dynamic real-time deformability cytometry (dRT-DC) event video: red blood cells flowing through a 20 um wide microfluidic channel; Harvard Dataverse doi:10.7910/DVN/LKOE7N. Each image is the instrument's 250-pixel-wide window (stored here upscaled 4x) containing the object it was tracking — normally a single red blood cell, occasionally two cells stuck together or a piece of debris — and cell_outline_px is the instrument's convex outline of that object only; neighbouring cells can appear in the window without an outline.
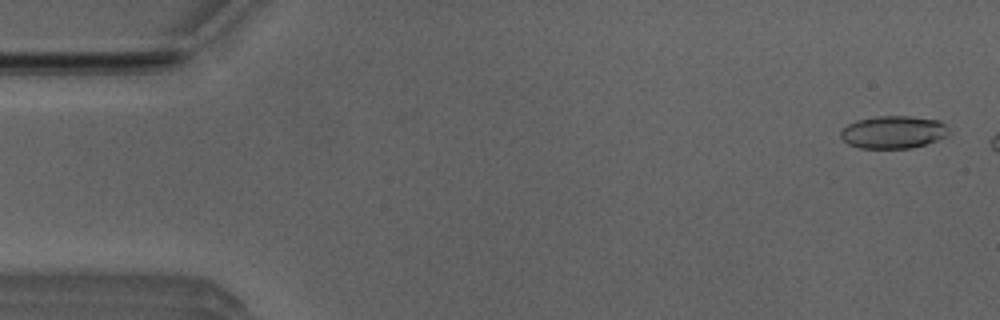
{"species": "Egyptian fruit bat (a non-hibernating species)", "species_latin": "Rousettus aegyptiacus", "temperature_condition": "room temperature", "stored_images_in_passage": 6, "camera_frame_rate_fps": 3000, "um_per_image_px": 0.085, "animal": {"sex": "male"}, "frame": {"image": 1, "passage_image": 1, "time_ms": 0.0, "image_size_px": [1000, 320], "cell_outline_px": [[948, 132], [944, 136], [936, 140], [912, 148], [860, 148], [848, 144], [840, 136], [840, 132], [848, 124], [856, 120], [876, 116], [912, 116], [936, 120], [944, 124]], "centroid_in_image_um": [75.87, 11.23], "position_along_channel_um": 9.1, "area_um2": 20.29}}